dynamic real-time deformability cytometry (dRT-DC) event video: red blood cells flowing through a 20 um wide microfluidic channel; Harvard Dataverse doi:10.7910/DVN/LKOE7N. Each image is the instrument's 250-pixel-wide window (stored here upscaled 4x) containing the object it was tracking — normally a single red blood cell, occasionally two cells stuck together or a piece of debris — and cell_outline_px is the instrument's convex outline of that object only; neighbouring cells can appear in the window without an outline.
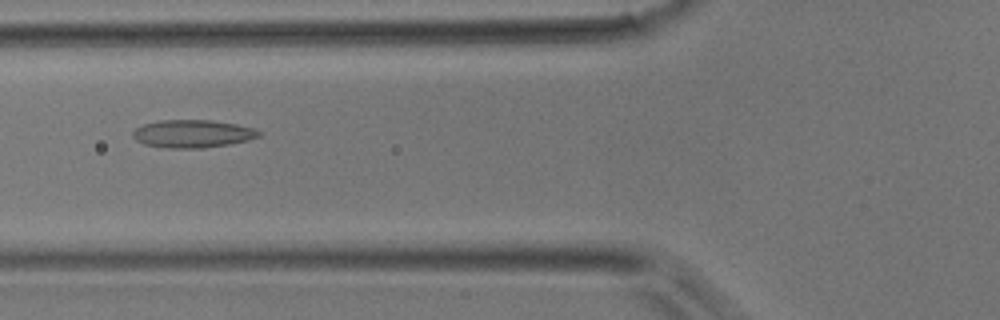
{"species": "common noctule bat (a hibernating species)", "species_latin": "Nyctalus noctula", "temperature_condition": "room temperature", "stored_images_in_passage": 4, "camera_frame_rate_fps": 3000, "um_per_image_px": 0.085, "animal": {"sex": "male", "body_mass_g": 17.9}, "frame": {"image": 1, "passage_image": 4, "time_ms": 1.0, "image_size_px": [1000, 320], "cell_outline_px": [[260, 136], [248, 140], [228, 144], [204, 148], [168, 148], [144, 144], [136, 140], [132, 136], [132, 132], [136, 128], [144, 124], [160, 120], [212, 120], [236, 124], [256, 128], [260, 132]], "centroid_in_image_um": [16.38, 11.36], "position_along_channel_um": 109.4, "area_um2": 20.46}}